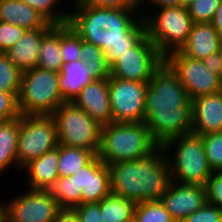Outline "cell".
<instances>
[{"label":"cell","mask_w":222,"mask_h":222,"mask_svg":"<svg viewBox=\"0 0 222 222\" xmlns=\"http://www.w3.org/2000/svg\"><path fill=\"white\" fill-rule=\"evenodd\" d=\"M74 3L67 24L82 40L101 48L109 66L146 35L140 8L98 7L85 4L82 0H75Z\"/></svg>","instance_id":"cell-1"},{"label":"cell","mask_w":222,"mask_h":222,"mask_svg":"<svg viewBox=\"0 0 222 222\" xmlns=\"http://www.w3.org/2000/svg\"><path fill=\"white\" fill-rule=\"evenodd\" d=\"M145 125L158 145L191 133V99L178 75L165 61L148 82Z\"/></svg>","instance_id":"cell-2"},{"label":"cell","mask_w":222,"mask_h":222,"mask_svg":"<svg viewBox=\"0 0 222 222\" xmlns=\"http://www.w3.org/2000/svg\"><path fill=\"white\" fill-rule=\"evenodd\" d=\"M107 166L111 194L135 203L160 201L171 181L162 145L136 161H122Z\"/></svg>","instance_id":"cell-3"},{"label":"cell","mask_w":222,"mask_h":222,"mask_svg":"<svg viewBox=\"0 0 222 222\" xmlns=\"http://www.w3.org/2000/svg\"><path fill=\"white\" fill-rule=\"evenodd\" d=\"M157 146L145 122H111L101 128L97 156L106 165L122 161H136Z\"/></svg>","instance_id":"cell-4"},{"label":"cell","mask_w":222,"mask_h":222,"mask_svg":"<svg viewBox=\"0 0 222 222\" xmlns=\"http://www.w3.org/2000/svg\"><path fill=\"white\" fill-rule=\"evenodd\" d=\"M173 182L205 186L213 171L200 136L193 133L174 137L163 145ZM175 147V148H173ZM170 148L175 151L170 154ZM169 153V154H168Z\"/></svg>","instance_id":"cell-5"},{"label":"cell","mask_w":222,"mask_h":222,"mask_svg":"<svg viewBox=\"0 0 222 222\" xmlns=\"http://www.w3.org/2000/svg\"><path fill=\"white\" fill-rule=\"evenodd\" d=\"M157 10L152 16L143 10L140 16L144 20L146 36L165 58L179 51L186 43L193 21L186 6H169Z\"/></svg>","instance_id":"cell-6"},{"label":"cell","mask_w":222,"mask_h":222,"mask_svg":"<svg viewBox=\"0 0 222 222\" xmlns=\"http://www.w3.org/2000/svg\"><path fill=\"white\" fill-rule=\"evenodd\" d=\"M64 102L59 73L38 67L22 72L17 97L20 115H51Z\"/></svg>","instance_id":"cell-7"},{"label":"cell","mask_w":222,"mask_h":222,"mask_svg":"<svg viewBox=\"0 0 222 222\" xmlns=\"http://www.w3.org/2000/svg\"><path fill=\"white\" fill-rule=\"evenodd\" d=\"M51 116L55 122L58 144L92 150L97 155L102 125L73 102L62 103Z\"/></svg>","instance_id":"cell-8"},{"label":"cell","mask_w":222,"mask_h":222,"mask_svg":"<svg viewBox=\"0 0 222 222\" xmlns=\"http://www.w3.org/2000/svg\"><path fill=\"white\" fill-rule=\"evenodd\" d=\"M58 147L55 122L51 115H20L17 139L18 170L31 160Z\"/></svg>","instance_id":"cell-9"},{"label":"cell","mask_w":222,"mask_h":222,"mask_svg":"<svg viewBox=\"0 0 222 222\" xmlns=\"http://www.w3.org/2000/svg\"><path fill=\"white\" fill-rule=\"evenodd\" d=\"M165 58L145 35L110 65V76L127 81L149 82Z\"/></svg>","instance_id":"cell-10"},{"label":"cell","mask_w":222,"mask_h":222,"mask_svg":"<svg viewBox=\"0 0 222 222\" xmlns=\"http://www.w3.org/2000/svg\"><path fill=\"white\" fill-rule=\"evenodd\" d=\"M112 122H145L147 82L108 78Z\"/></svg>","instance_id":"cell-11"},{"label":"cell","mask_w":222,"mask_h":222,"mask_svg":"<svg viewBox=\"0 0 222 222\" xmlns=\"http://www.w3.org/2000/svg\"><path fill=\"white\" fill-rule=\"evenodd\" d=\"M165 62L178 75L191 100L222 91L220 77L211 73L202 60L174 51L165 57Z\"/></svg>","instance_id":"cell-12"},{"label":"cell","mask_w":222,"mask_h":222,"mask_svg":"<svg viewBox=\"0 0 222 222\" xmlns=\"http://www.w3.org/2000/svg\"><path fill=\"white\" fill-rule=\"evenodd\" d=\"M60 209L49 190L27 189L7 202V213L16 222H54Z\"/></svg>","instance_id":"cell-13"},{"label":"cell","mask_w":222,"mask_h":222,"mask_svg":"<svg viewBox=\"0 0 222 222\" xmlns=\"http://www.w3.org/2000/svg\"><path fill=\"white\" fill-rule=\"evenodd\" d=\"M160 201L175 222H182L207 202L206 187L171 180Z\"/></svg>","instance_id":"cell-14"},{"label":"cell","mask_w":222,"mask_h":222,"mask_svg":"<svg viewBox=\"0 0 222 222\" xmlns=\"http://www.w3.org/2000/svg\"><path fill=\"white\" fill-rule=\"evenodd\" d=\"M73 176L82 192L81 204L100 202L111 193L108 166L97 155Z\"/></svg>","instance_id":"cell-15"},{"label":"cell","mask_w":222,"mask_h":222,"mask_svg":"<svg viewBox=\"0 0 222 222\" xmlns=\"http://www.w3.org/2000/svg\"><path fill=\"white\" fill-rule=\"evenodd\" d=\"M191 133L201 136L222 131V91L193 98Z\"/></svg>","instance_id":"cell-16"},{"label":"cell","mask_w":222,"mask_h":222,"mask_svg":"<svg viewBox=\"0 0 222 222\" xmlns=\"http://www.w3.org/2000/svg\"><path fill=\"white\" fill-rule=\"evenodd\" d=\"M73 103L102 126L112 122L108 79L87 84Z\"/></svg>","instance_id":"cell-17"},{"label":"cell","mask_w":222,"mask_h":222,"mask_svg":"<svg viewBox=\"0 0 222 222\" xmlns=\"http://www.w3.org/2000/svg\"><path fill=\"white\" fill-rule=\"evenodd\" d=\"M222 49V38L212 23H193L186 43L179 50L187 57L203 60Z\"/></svg>","instance_id":"cell-18"},{"label":"cell","mask_w":222,"mask_h":222,"mask_svg":"<svg viewBox=\"0 0 222 222\" xmlns=\"http://www.w3.org/2000/svg\"><path fill=\"white\" fill-rule=\"evenodd\" d=\"M59 144L58 147L44 153L39 158L31 160L22 170L27 172V182L30 189L49 190L56 180L58 174Z\"/></svg>","instance_id":"cell-19"},{"label":"cell","mask_w":222,"mask_h":222,"mask_svg":"<svg viewBox=\"0 0 222 222\" xmlns=\"http://www.w3.org/2000/svg\"><path fill=\"white\" fill-rule=\"evenodd\" d=\"M0 21L15 24L26 30L51 29L54 26L20 0H0Z\"/></svg>","instance_id":"cell-20"},{"label":"cell","mask_w":222,"mask_h":222,"mask_svg":"<svg viewBox=\"0 0 222 222\" xmlns=\"http://www.w3.org/2000/svg\"><path fill=\"white\" fill-rule=\"evenodd\" d=\"M50 29L26 30L20 40L5 53L22 72L37 66L43 36Z\"/></svg>","instance_id":"cell-21"},{"label":"cell","mask_w":222,"mask_h":222,"mask_svg":"<svg viewBox=\"0 0 222 222\" xmlns=\"http://www.w3.org/2000/svg\"><path fill=\"white\" fill-rule=\"evenodd\" d=\"M92 71L85 62L76 60L62 65L59 72V90L65 102H73L80 91L93 82Z\"/></svg>","instance_id":"cell-22"},{"label":"cell","mask_w":222,"mask_h":222,"mask_svg":"<svg viewBox=\"0 0 222 222\" xmlns=\"http://www.w3.org/2000/svg\"><path fill=\"white\" fill-rule=\"evenodd\" d=\"M19 117L9 121H0V175L13 164L18 168L17 139ZM4 171V172H3Z\"/></svg>","instance_id":"cell-23"},{"label":"cell","mask_w":222,"mask_h":222,"mask_svg":"<svg viewBox=\"0 0 222 222\" xmlns=\"http://www.w3.org/2000/svg\"><path fill=\"white\" fill-rule=\"evenodd\" d=\"M62 65L60 25H54L41 40L36 67L59 73Z\"/></svg>","instance_id":"cell-24"},{"label":"cell","mask_w":222,"mask_h":222,"mask_svg":"<svg viewBox=\"0 0 222 222\" xmlns=\"http://www.w3.org/2000/svg\"><path fill=\"white\" fill-rule=\"evenodd\" d=\"M96 154L92 150L69 147L59 144L58 174L59 178L73 175L87 165Z\"/></svg>","instance_id":"cell-25"},{"label":"cell","mask_w":222,"mask_h":222,"mask_svg":"<svg viewBox=\"0 0 222 222\" xmlns=\"http://www.w3.org/2000/svg\"><path fill=\"white\" fill-rule=\"evenodd\" d=\"M136 203L114 194L100 201L103 222H129L134 219Z\"/></svg>","instance_id":"cell-26"},{"label":"cell","mask_w":222,"mask_h":222,"mask_svg":"<svg viewBox=\"0 0 222 222\" xmlns=\"http://www.w3.org/2000/svg\"><path fill=\"white\" fill-rule=\"evenodd\" d=\"M61 209H71L81 205V194L74 176L58 178L49 189Z\"/></svg>","instance_id":"cell-27"},{"label":"cell","mask_w":222,"mask_h":222,"mask_svg":"<svg viewBox=\"0 0 222 222\" xmlns=\"http://www.w3.org/2000/svg\"><path fill=\"white\" fill-rule=\"evenodd\" d=\"M80 58L85 62L86 67L91 69L94 80L110 77V66L107 64L105 52L101 48L82 40Z\"/></svg>","instance_id":"cell-28"},{"label":"cell","mask_w":222,"mask_h":222,"mask_svg":"<svg viewBox=\"0 0 222 222\" xmlns=\"http://www.w3.org/2000/svg\"><path fill=\"white\" fill-rule=\"evenodd\" d=\"M21 77L22 71L15 66L5 52H0V91L12 93L17 98Z\"/></svg>","instance_id":"cell-29"},{"label":"cell","mask_w":222,"mask_h":222,"mask_svg":"<svg viewBox=\"0 0 222 222\" xmlns=\"http://www.w3.org/2000/svg\"><path fill=\"white\" fill-rule=\"evenodd\" d=\"M134 220L136 222H175L161 201L136 203Z\"/></svg>","instance_id":"cell-30"},{"label":"cell","mask_w":222,"mask_h":222,"mask_svg":"<svg viewBox=\"0 0 222 222\" xmlns=\"http://www.w3.org/2000/svg\"><path fill=\"white\" fill-rule=\"evenodd\" d=\"M82 39L68 25H60V52L63 65L71 61L81 60Z\"/></svg>","instance_id":"cell-31"},{"label":"cell","mask_w":222,"mask_h":222,"mask_svg":"<svg viewBox=\"0 0 222 222\" xmlns=\"http://www.w3.org/2000/svg\"><path fill=\"white\" fill-rule=\"evenodd\" d=\"M35 9L52 25H64L69 21L70 11L55 10L60 0H20ZM54 8V9H53Z\"/></svg>","instance_id":"cell-32"},{"label":"cell","mask_w":222,"mask_h":222,"mask_svg":"<svg viewBox=\"0 0 222 222\" xmlns=\"http://www.w3.org/2000/svg\"><path fill=\"white\" fill-rule=\"evenodd\" d=\"M213 172L222 171V131L200 136Z\"/></svg>","instance_id":"cell-33"},{"label":"cell","mask_w":222,"mask_h":222,"mask_svg":"<svg viewBox=\"0 0 222 222\" xmlns=\"http://www.w3.org/2000/svg\"><path fill=\"white\" fill-rule=\"evenodd\" d=\"M222 0H195L187 6L193 23H211Z\"/></svg>","instance_id":"cell-34"},{"label":"cell","mask_w":222,"mask_h":222,"mask_svg":"<svg viewBox=\"0 0 222 222\" xmlns=\"http://www.w3.org/2000/svg\"><path fill=\"white\" fill-rule=\"evenodd\" d=\"M26 29L0 21V52H6L24 35Z\"/></svg>","instance_id":"cell-35"},{"label":"cell","mask_w":222,"mask_h":222,"mask_svg":"<svg viewBox=\"0 0 222 222\" xmlns=\"http://www.w3.org/2000/svg\"><path fill=\"white\" fill-rule=\"evenodd\" d=\"M182 222H222V210L207 201L199 210L191 213Z\"/></svg>","instance_id":"cell-36"},{"label":"cell","mask_w":222,"mask_h":222,"mask_svg":"<svg viewBox=\"0 0 222 222\" xmlns=\"http://www.w3.org/2000/svg\"><path fill=\"white\" fill-rule=\"evenodd\" d=\"M205 187L207 201L222 210V171L213 172Z\"/></svg>","instance_id":"cell-37"},{"label":"cell","mask_w":222,"mask_h":222,"mask_svg":"<svg viewBox=\"0 0 222 222\" xmlns=\"http://www.w3.org/2000/svg\"><path fill=\"white\" fill-rule=\"evenodd\" d=\"M19 116L17 98L12 93L0 91V121H9Z\"/></svg>","instance_id":"cell-38"},{"label":"cell","mask_w":222,"mask_h":222,"mask_svg":"<svg viewBox=\"0 0 222 222\" xmlns=\"http://www.w3.org/2000/svg\"><path fill=\"white\" fill-rule=\"evenodd\" d=\"M73 209L77 212L80 222H103L100 202L82 203Z\"/></svg>","instance_id":"cell-39"},{"label":"cell","mask_w":222,"mask_h":222,"mask_svg":"<svg viewBox=\"0 0 222 222\" xmlns=\"http://www.w3.org/2000/svg\"><path fill=\"white\" fill-rule=\"evenodd\" d=\"M85 4L107 8L138 9L141 0H82Z\"/></svg>","instance_id":"cell-40"},{"label":"cell","mask_w":222,"mask_h":222,"mask_svg":"<svg viewBox=\"0 0 222 222\" xmlns=\"http://www.w3.org/2000/svg\"><path fill=\"white\" fill-rule=\"evenodd\" d=\"M202 62L211 73L220 77L222 74V49L209 55L207 58L203 59Z\"/></svg>","instance_id":"cell-41"},{"label":"cell","mask_w":222,"mask_h":222,"mask_svg":"<svg viewBox=\"0 0 222 222\" xmlns=\"http://www.w3.org/2000/svg\"><path fill=\"white\" fill-rule=\"evenodd\" d=\"M54 222H80V219L73 208L60 209Z\"/></svg>","instance_id":"cell-42"},{"label":"cell","mask_w":222,"mask_h":222,"mask_svg":"<svg viewBox=\"0 0 222 222\" xmlns=\"http://www.w3.org/2000/svg\"><path fill=\"white\" fill-rule=\"evenodd\" d=\"M148 1L146 3H150L156 5L157 8L169 7V6H183V0H141L140 6H142L143 2Z\"/></svg>","instance_id":"cell-43"},{"label":"cell","mask_w":222,"mask_h":222,"mask_svg":"<svg viewBox=\"0 0 222 222\" xmlns=\"http://www.w3.org/2000/svg\"><path fill=\"white\" fill-rule=\"evenodd\" d=\"M211 23L222 38V1H221V4L219 5Z\"/></svg>","instance_id":"cell-44"},{"label":"cell","mask_w":222,"mask_h":222,"mask_svg":"<svg viewBox=\"0 0 222 222\" xmlns=\"http://www.w3.org/2000/svg\"><path fill=\"white\" fill-rule=\"evenodd\" d=\"M7 214V202L0 203V222Z\"/></svg>","instance_id":"cell-45"},{"label":"cell","mask_w":222,"mask_h":222,"mask_svg":"<svg viewBox=\"0 0 222 222\" xmlns=\"http://www.w3.org/2000/svg\"><path fill=\"white\" fill-rule=\"evenodd\" d=\"M1 222H16L8 213L6 216L1 220Z\"/></svg>","instance_id":"cell-46"},{"label":"cell","mask_w":222,"mask_h":222,"mask_svg":"<svg viewBox=\"0 0 222 222\" xmlns=\"http://www.w3.org/2000/svg\"><path fill=\"white\" fill-rule=\"evenodd\" d=\"M195 0H183V6H188L189 4H191L192 2H194Z\"/></svg>","instance_id":"cell-47"},{"label":"cell","mask_w":222,"mask_h":222,"mask_svg":"<svg viewBox=\"0 0 222 222\" xmlns=\"http://www.w3.org/2000/svg\"><path fill=\"white\" fill-rule=\"evenodd\" d=\"M220 86H221V90H222V74L220 76Z\"/></svg>","instance_id":"cell-48"}]
</instances>
